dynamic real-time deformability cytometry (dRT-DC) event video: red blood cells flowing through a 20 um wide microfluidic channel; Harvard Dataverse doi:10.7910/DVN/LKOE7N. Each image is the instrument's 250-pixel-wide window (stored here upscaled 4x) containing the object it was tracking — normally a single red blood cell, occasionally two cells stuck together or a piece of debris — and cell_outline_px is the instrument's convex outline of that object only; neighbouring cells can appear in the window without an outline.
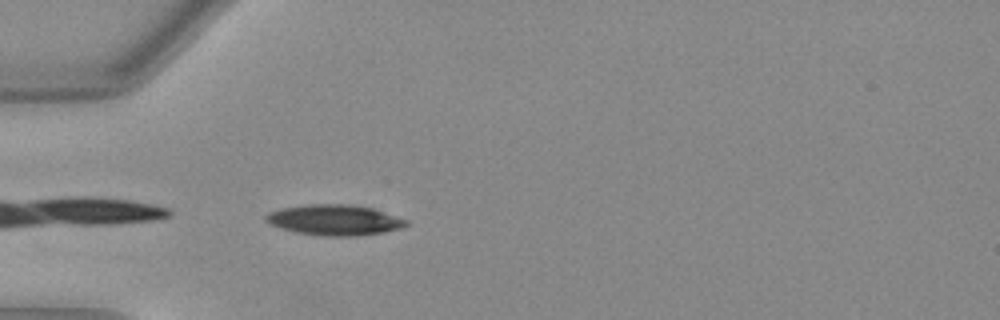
{"species": "Egyptian fruit bat (a non-hibernating species)", "species_latin": "Rousettus aegyptiacus", "temperature_condition": "warm", "stored_images_in_passage": 37, "camera_frame_rate_fps": 3000, "um_per_image_px": 0.085, "animal": {"sex": "female"}, "frame": {"image": 1, "passage_image": 1, "time_ms": 0.0, "image_size_px": [1000, 320], "cell_outline_px": [[408, 224], [400, 228], [384, 232], [356, 236], [324, 236], [296, 232], [272, 224], [264, 216], [272, 212], [284, 208], [304, 204], [352, 204], [372, 208], [408, 220]], "centroid_in_image_um": [28.49, 18.69], "position_along_channel_um": 56.5, "area_um2": 24.62}}
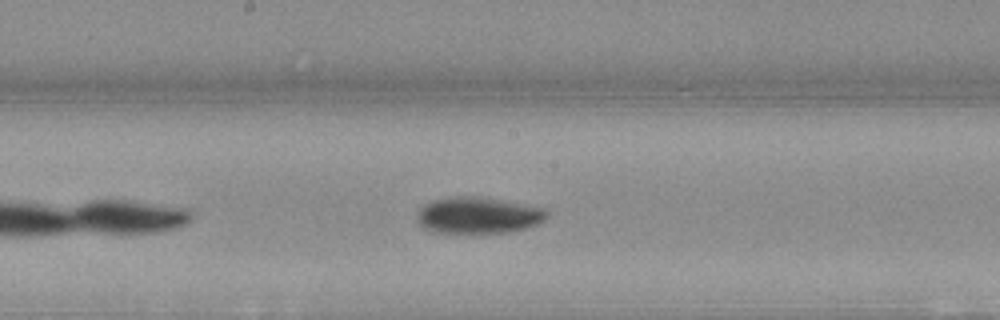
{"frame": {"image": 2, "passage_image": 13, "time_ms": 4.0, "image_size_px": [1000, 320], "cell_outline_px": [[548, 216], [544, 220], [536, 224], [524, 228], [508, 232], [432, 232], [424, 228], [416, 220], [416, 212], [424, 204], [436, 200], [460, 196], [472, 196], [544, 208], [548, 212]], "centroid_in_image_um": [40.6, 18.31], "position_along_channel_um": 207.6, "area_um2": 26.93}}
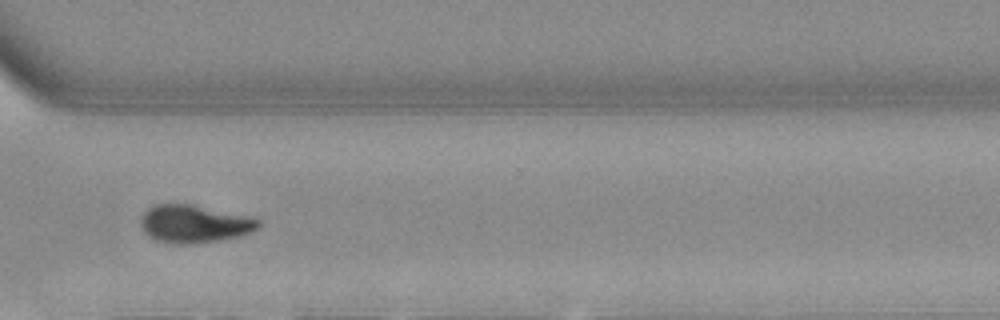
{"frame": {"image": 3, "passage_image": 24, "time_ms": 7.667, "image_size_px": [1000, 320], "cell_outline_px": [[260, 224], [256, 228], [240, 236], [220, 240], [192, 244], [172, 244], [152, 240], [144, 232], [140, 224], [140, 220], [144, 212], [148, 208], [156, 204], [188, 204], [248, 216], [260, 220]], "centroid_in_image_um": [16.44, 19.05], "position_along_channel_um": 354.2, "area_um2": 25.84}, "authors_computed_cell_mechanics": {"area_um2": 25.6054, "velocity_mm_per_s": 4.002, "shape_relaxation_time_tau1_ms": 3.5033, "shape_relaxation_time_tau2_ms": 8.579, "deformation_change_tau1": 0.1361, "deformation_change_tau2": 0.1289}}